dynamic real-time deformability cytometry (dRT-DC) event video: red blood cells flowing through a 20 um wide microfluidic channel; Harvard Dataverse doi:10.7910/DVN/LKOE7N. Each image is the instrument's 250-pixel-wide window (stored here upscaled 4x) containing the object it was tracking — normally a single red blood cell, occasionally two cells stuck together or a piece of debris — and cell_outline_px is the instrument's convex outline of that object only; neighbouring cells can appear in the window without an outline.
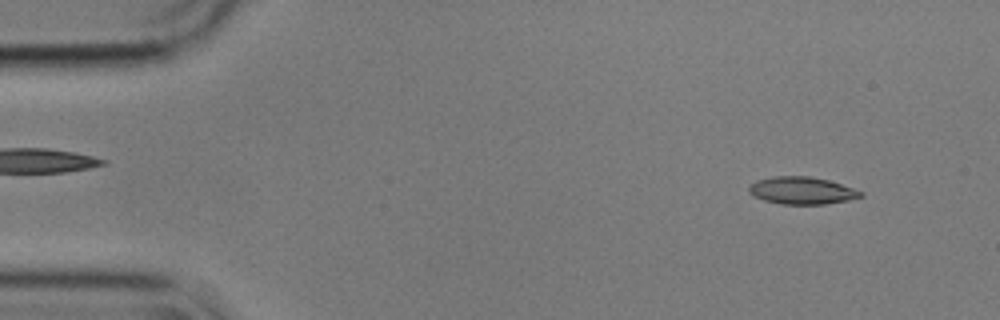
{"species": "common noctule bat (a hibernating species)", "species_latin": "Nyctalus noctula", "temperature_condition": "cold", "stored_images_in_passage": 54, "camera_frame_rate_fps": 3000, "um_per_image_px": 0.085, "animal": {"sex": "male", "body_mass_g": 17.9}, "frame": {"image": 1, "passage_image": 4, "time_ms": 1.0, "image_size_px": [1000, 320], "cell_outline_px": [[864, 196], [848, 200], [824, 204], [780, 204], [764, 200], [752, 196], [748, 192], [748, 188], [756, 180], [772, 176], [808, 176], [828, 180], [864, 192]], "centroid_in_image_um": [68.13, 16.2], "position_along_channel_um": 16.9, "area_um2": 17.8}}
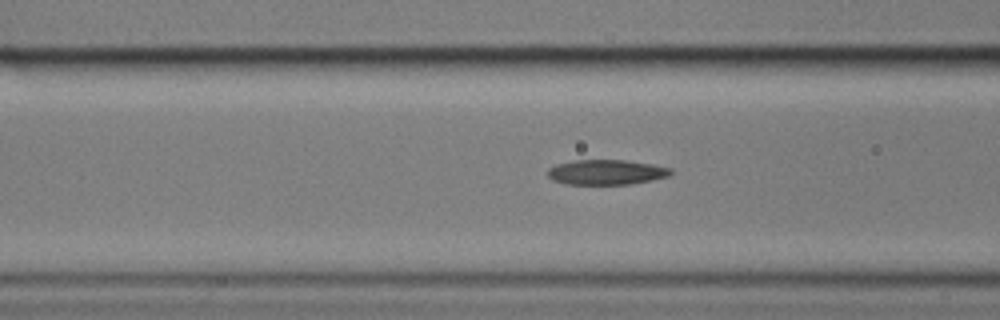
{"frame": {"image": 2, "passage_image": 20, "time_ms": 6.333, "image_size_px": [1000, 320], "cell_outline_px": [[672, 172], [668, 176], [652, 180], [628, 184], [564, 184], [552, 180], [548, 176], [548, 168], [556, 164], [572, 160], [624, 160], [652, 164], [672, 168]], "centroid_in_image_um": [51.51, 14.63], "position_along_channel_um": 115.1, "area_um2": 17.98}}
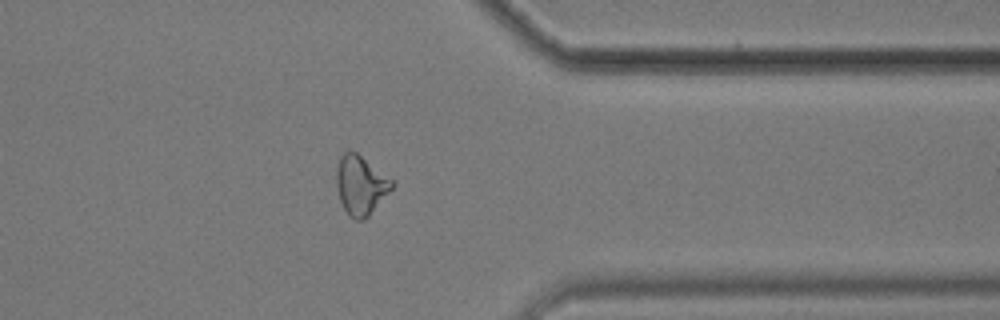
{"frame": {"image": 3, "passage_image": 43, "time_ms": 14.0, "image_size_px": [1000, 320], "cell_outline_px": [[396, 180], [392, 188], [368, 216], [364, 220], [356, 220], [348, 216], [340, 200], [336, 188], [336, 168], [340, 156], [344, 152], [356, 152]], "centroid_in_image_um": [30.66, 15.73], "position_along_channel_um": 380.7, "area_um2": 19.31}, "authors_computed_cell_mechanics": {"area_um2": 18.207, "velocity_mm_per_s": 3.5777, "shape_relaxation_time_tau1_ms": 4.8676, "shape_relaxation_time_tau2_ms": 3.2427, "deformation_change_tau1": 0.1504, "deformation_change_tau2": 0.1116}}